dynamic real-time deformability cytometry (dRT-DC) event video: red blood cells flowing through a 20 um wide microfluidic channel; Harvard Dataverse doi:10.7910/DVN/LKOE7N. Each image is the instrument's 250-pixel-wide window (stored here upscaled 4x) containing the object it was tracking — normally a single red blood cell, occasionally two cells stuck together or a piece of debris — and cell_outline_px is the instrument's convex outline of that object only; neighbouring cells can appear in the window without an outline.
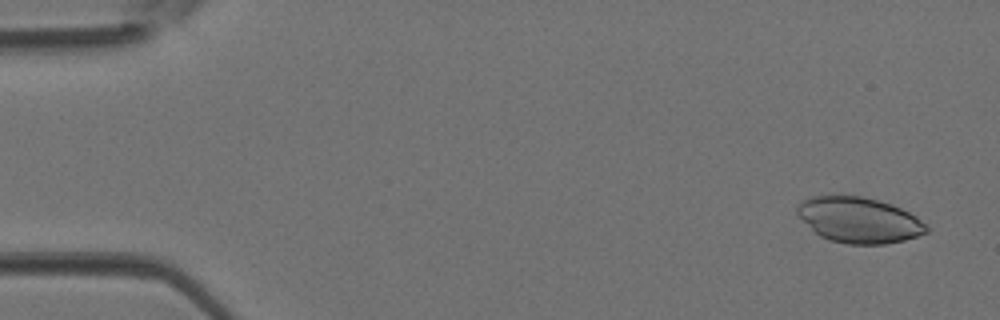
{"species": "Egyptian fruit bat (a non-hibernating species)", "species_latin": "Rousettus aegyptiacus", "temperature_condition": "room temperature", "stored_images_in_passage": 4, "camera_frame_rate_fps": 3000, "um_per_image_px": 0.085, "animal": {"sex": "female"}, "frame": {"image": 1, "passage_image": 1, "time_ms": 0.0, "image_size_px": [1000, 320], "cell_outline_px": [[928, 232], [904, 240], [884, 244], [848, 244], [832, 240], [820, 236], [796, 212], [796, 208], [800, 200], [812, 196], [832, 192], [864, 196], [892, 204], [916, 216], [928, 228]], "centroid_in_image_um": [72.97, 18.64], "position_along_channel_um": 12.0, "area_um2": 34.74}}